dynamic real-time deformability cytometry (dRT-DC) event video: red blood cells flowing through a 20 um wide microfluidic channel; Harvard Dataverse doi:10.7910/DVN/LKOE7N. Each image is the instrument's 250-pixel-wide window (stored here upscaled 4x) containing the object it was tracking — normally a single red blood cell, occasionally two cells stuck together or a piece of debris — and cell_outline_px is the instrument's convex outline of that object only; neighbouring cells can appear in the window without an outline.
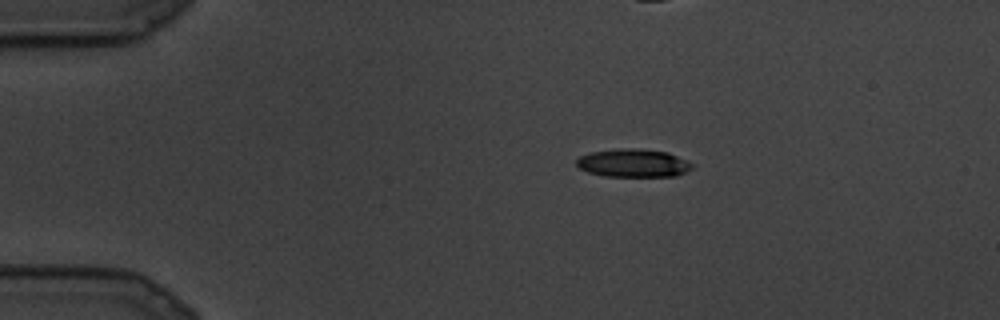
{"species": "common noctule bat (a hibernating species)", "species_latin": "Nyctalus noctula", "temperature_condition": "cold", "stored_images_in_passage": 24, "camera_frame_rate_fps": 3000, "um_per_image_px": 0.085, "animal": {"sex": "male", "body_mass_g": 19.5, "forearm_length_mm": 54.6}, "frame": {"image": 1, "passage_image": 4, "time_ms": 1.0, "image_size_px": [1000, 320], "cell_outline_px": [[692, 168], [676, 176], [604, 176], [588, 172], [580, 168], [576, 164], [576, 160], [580, 156], [592, 152], [620, 148], [640, 148], [668, 152], [692, 164]], "centroid_in_image_um": [53.8, 13.85], "position_along_channel_um": 31.2, "area_um2": 18.79}}
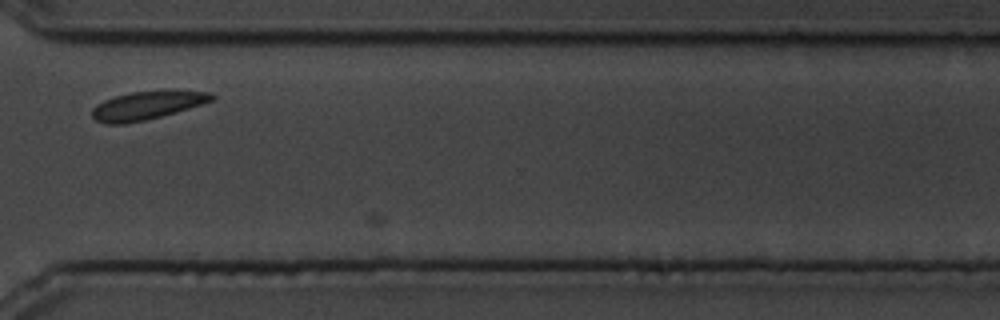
{"frame": {"image": 2, "passage_image": 21, "time_ms": 6.667, "image_size_px": [1000, 320], "cell_outline_px": [[216, 100], [160, 116], [144, 120], [124, 124], [104, 124], [96, 120], [92, 116], [92, 108], [96, 104], [104, 100], [116, 96], [132, 92], [212, 92], [216, 96]], "centroid_in_image_um": [12.45, 8.99], "position_along_channel_um": 358.2, "area_um2": 19.13}}